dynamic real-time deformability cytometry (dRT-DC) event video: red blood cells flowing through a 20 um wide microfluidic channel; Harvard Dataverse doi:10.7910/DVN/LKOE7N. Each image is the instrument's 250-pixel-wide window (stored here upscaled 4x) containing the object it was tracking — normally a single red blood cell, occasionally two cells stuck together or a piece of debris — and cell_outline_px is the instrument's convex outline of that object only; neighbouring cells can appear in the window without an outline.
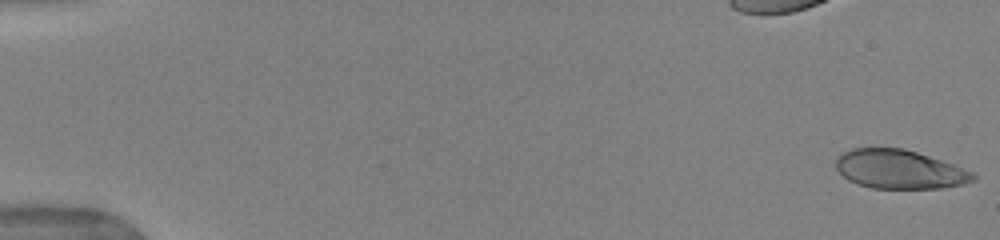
{"species": "human", "species_latin": "Homo sapiens", "temperature_condition": "warm", "stored_images_in_passage": 52, "camera_frame_rate_fps": 3000, "um_per_image_px": 0.085, "donor": {"sex": "female"}, "frame": {"image": 1, "passage_image": 1, "time_ms": 0.0, "image_size_px": [1000, 240], "cell_outline_px": [[976, 180], [964, 184], [940, 188], [872, 188], [856, 184], [848, 180], [836, 168], [836, 160], [844, 152], [852, 148], [904, 148], [952, 164], [972, 172], [976, 176]], "centroid_in_image_um": [76.45, 14.4], "position_along_channel_um": 8.6, "area_um2": 30.81}}
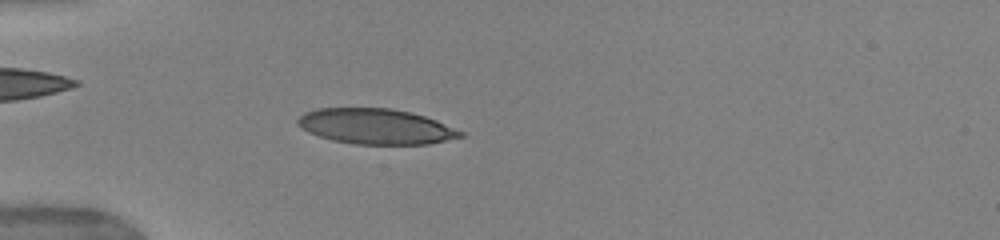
{"frame": {"image": 2, "passage_image": 16, "time_ms": 5.0, "image_size_px": [1000, 240], "cell_outline_px": [[464, 136], [428, 144], [356, 144], [332, 140], [308, 132], [296, 124], [296, 120], [304, 112], [316, 108], [392, 108], [424, 116], [436, 120], [464, 132]], "centroid_in_image_um": [31.92, 10.74], "position_along_channel_um": 53.1, "area_um2": 33.47}}
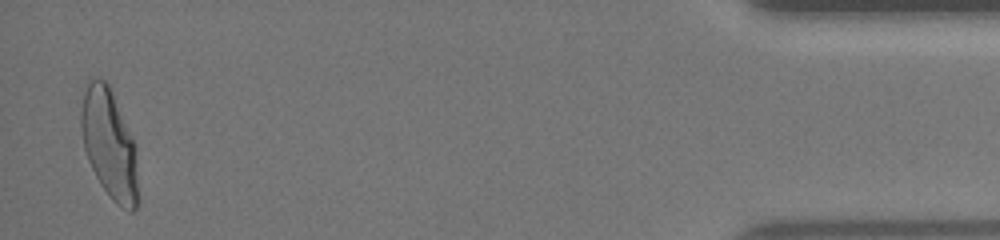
{"frame": {"image": 3, "passage_image": 51, "time_ms": 16.667, "image_size_px": [1000, 240], "cell_outline_px": [[136, 208], [132, 212], [128, 212], [116, 204], [112, 200], [100, 184], [88, 160], [84, 148], [80, 124], [80, 112], [84, 92], [88, 80], [92, 76], [104, 80], [108, 84], [112, 92], [132, 140], [136, 184]], "centroid_in_image_um": [9.21, 12.22], "position_along_channel_um": 426.0, "area_um2": 35.2}, "authors_computed_cell_mechanics": {"area_um2": 34.2176, "velocity_mm_per_s": 3.9455, "shape_relaxation_time_tau1_ms": 3.9751, "shape_relaxation_time_tau2_ms": null, "deformation_change_tau1": 0.2144, "deformation_change_tau2": null}}